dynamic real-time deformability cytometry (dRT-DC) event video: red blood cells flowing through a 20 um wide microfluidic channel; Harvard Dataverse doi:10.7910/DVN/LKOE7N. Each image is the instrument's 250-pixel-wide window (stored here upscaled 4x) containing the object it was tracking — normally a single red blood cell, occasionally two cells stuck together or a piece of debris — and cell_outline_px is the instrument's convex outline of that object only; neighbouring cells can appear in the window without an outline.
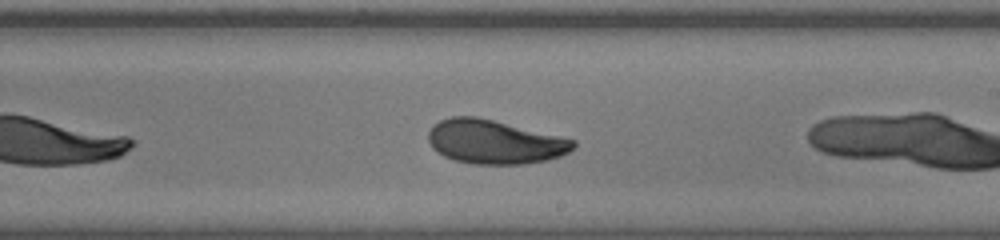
{"species": "human", "species_latin": "Homo sapiens", "temperature_condition": "warm", "stored_images_in_passage": 16, "camera_frame_rate_fps": 3000, "um_per_image_px": 0.085, "donor": {"sex": "female"}, "frame": {"image": 1, "passage_image": 12, "time_ms": 3.667, "image_size_px": [1000, 240], "cell_outline_px": [[576, 144], [568, 152], [560, 156], [544, 160], [524, 164], [472, 164], [452, 160], [444, 156], [432, 148], [428, 140], [428, 132], [432, 124], [440, 120], [452, 116], [476, 116], [576, 140]], "centroid_in_image_um": [41.98, 12.06], "position_along_channel_um": 247.0, "area_um2": 37.05}}
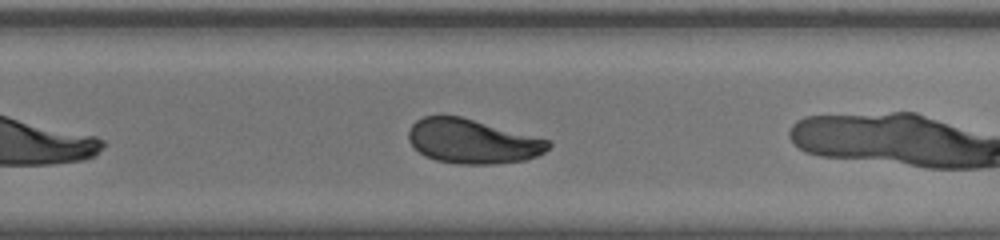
{"frame": {"image": 2, "passage_image": 15, "time_ms": 4.667, "image_size_px": [1000, 240], "cell_outline_px": [[552, 144], [544, 152], [528, 160], [496, 164], [460, 164], [436, 160], [424, 156], [408, 140], [408, 132], [412, 124], [416, 120], [424, 116], [460, 116], [548, 140]], "centroid_in_image_um": [40.14, 12.02], "position_along_channel_um": 289.7, "area_um2": 35.89}}